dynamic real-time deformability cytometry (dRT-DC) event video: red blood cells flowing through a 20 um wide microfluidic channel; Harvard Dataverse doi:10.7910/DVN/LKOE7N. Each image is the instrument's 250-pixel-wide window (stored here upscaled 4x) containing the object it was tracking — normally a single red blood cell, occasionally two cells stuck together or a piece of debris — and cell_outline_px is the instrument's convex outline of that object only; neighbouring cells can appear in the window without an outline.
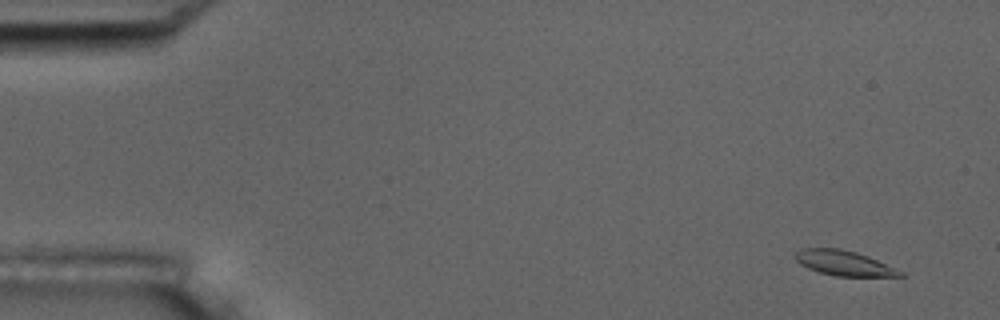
{"species": "common noctule bat (a hibernating species)", "species_latin": "Nyctalus noctula", "temperature_condition": "room temperature", "stored_images_in_passage": 4, "camera_frame_rate_fps": 3000, "um_per_image_px": 0.085, "animal": {"sex": "male", "body_mass_g": 17.5, "forearm_length_mm": 52.3}, "frame": {"image": 1, "passage_image": 1, "time_ms": 0.0, "image_size_px": [1000, 320], "cell_outline_px": [[904, 276], [836, 276], [820, 272], [808, 268], [800, 264], [796, 260], [796, 252], [804, 248], [840, 248], [856, 252], [868, 256], [904, 272]], "centroid_in_image_um": [71.74, 22.36], "position_along_channel_um": 13.3, "area_um2": 15.09}}
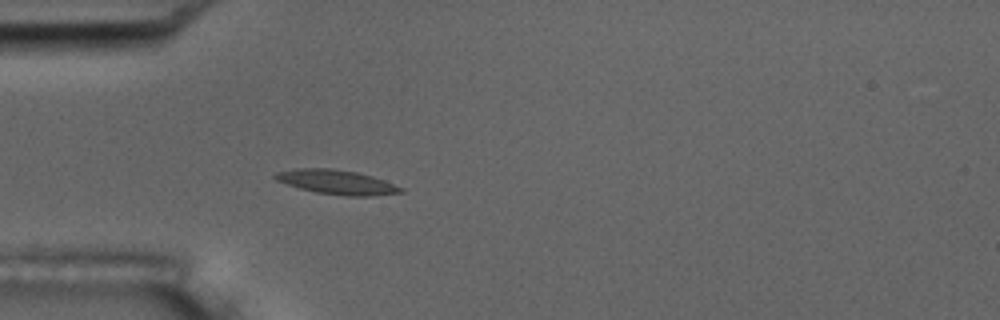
{"frame": {"image": 2, "passage_image": 4, "time_ms": 4.333, "image_size_px": [1000, 320], "cell_outline_px": [[404, 192], [372, 196], [348, 196], [316, 192], [300, 188], [276, 180], [272, 176], [276, 172], [296, 168], [332, 168], [356, 172], [372, 176], [384, 180], [404, 188]], "centroid_in_image_um": [28.63, 15.47], "position_along_channel_um": 56.4, "area_um2": 17.8}}